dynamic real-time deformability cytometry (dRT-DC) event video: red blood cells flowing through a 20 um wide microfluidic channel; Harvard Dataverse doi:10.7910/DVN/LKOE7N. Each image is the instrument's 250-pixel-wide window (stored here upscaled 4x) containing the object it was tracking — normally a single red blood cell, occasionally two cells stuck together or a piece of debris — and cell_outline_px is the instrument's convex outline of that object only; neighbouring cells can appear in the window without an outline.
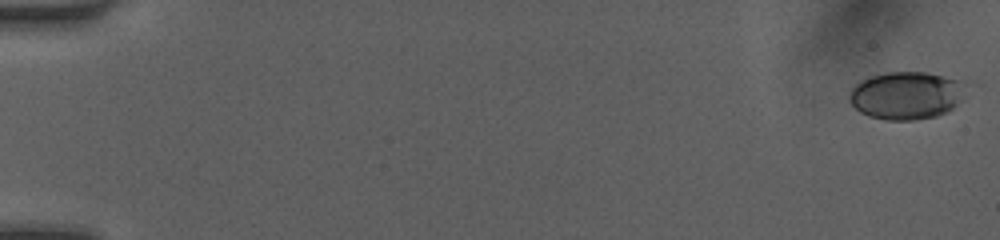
{"species": "human", "species_latin": "Homo sapiens", "temperature_condition": "room temperature", "stored_images_in_passage": 50, "camera_frame_rate_fps": 3000, "um_per_image_px": 0.085, "donor": {"sex": "female"}, "frame": {"image": 1, "passage_image": 1, "time_ms": 0.0, "image_size_px": [1000, 240], "cell_outline_px": [[980, 84], [964, 100], [948, 112], [936, 116], [916, 120], [884, 120], [868, 116], [860, 112], [848, 100], [848, 96], [852, 88], [860, 80], [872, 76], [888, 72], [924, 72], [964, 76]], "centroid_in_image_um": [77.34, 8.06], "position_along_channel_um": 7.7, "area_um2": 34.8}}
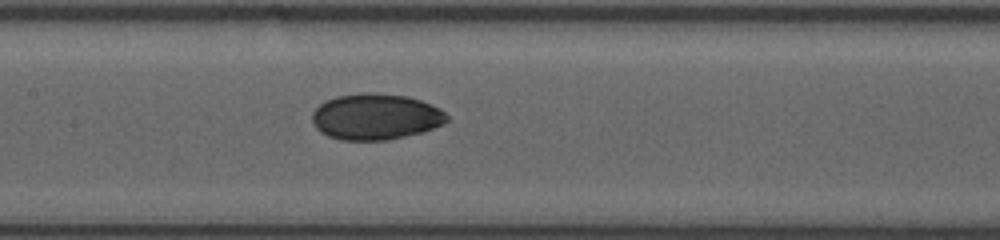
{"frame": {"image": 2, "passage_image": 26, "time_ms": 8.333, "image_size_px": [1000, 240], "cell_outline_px": [[448, 120], [424, 132], [388, 140], [340, 140], [328, 136], [320, 132], [312, 124], [312, 112], [324, 100], [336, 96], [368, 92], [408, 96], [420, 100], [440, 108], [448, 116]], "centroid_in_image_um": [31.9, 9.92], "position_along_channel_um": 175.5, "area_um2": 36.3}}
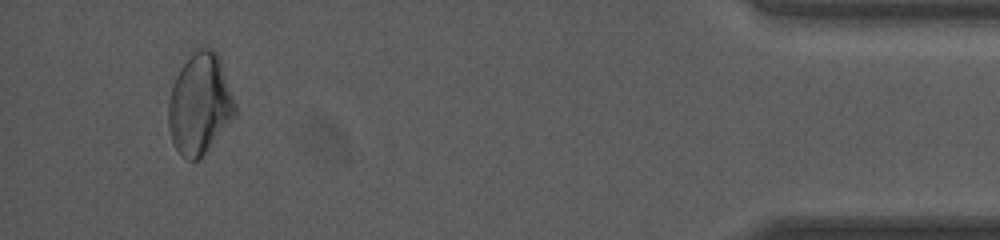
{"frame": {"image": 3, "passage_image": 48, "time_ms": 15.667, "image_size_px": [1000, 240], "cell_outline_px": [[236, 116], [208, 148], [196, 160], [188, 160], [176, 148], [172, 140], [168, 128], [168, 100], [172, 84], [180, 68], [192, 52], [196, 48], [212, 48], [220, 56], [236, 104]], "centroid_in_image_um": [16.98, 8.79], "position_along_channel_um": 418.2, "area_um2": 39.19}, "authors_computed_cell_mechanics": {"area_um2": 35.547, "velocity_mm_per_s": 4.1677, "shape_relaxation_time_tau1_ms": 11.158, "shape_relaxation_time_tau2_ms": 2.6315, "deformation_change_tau1": 0.1977, "deformation_change_tau2": 0.0447}}